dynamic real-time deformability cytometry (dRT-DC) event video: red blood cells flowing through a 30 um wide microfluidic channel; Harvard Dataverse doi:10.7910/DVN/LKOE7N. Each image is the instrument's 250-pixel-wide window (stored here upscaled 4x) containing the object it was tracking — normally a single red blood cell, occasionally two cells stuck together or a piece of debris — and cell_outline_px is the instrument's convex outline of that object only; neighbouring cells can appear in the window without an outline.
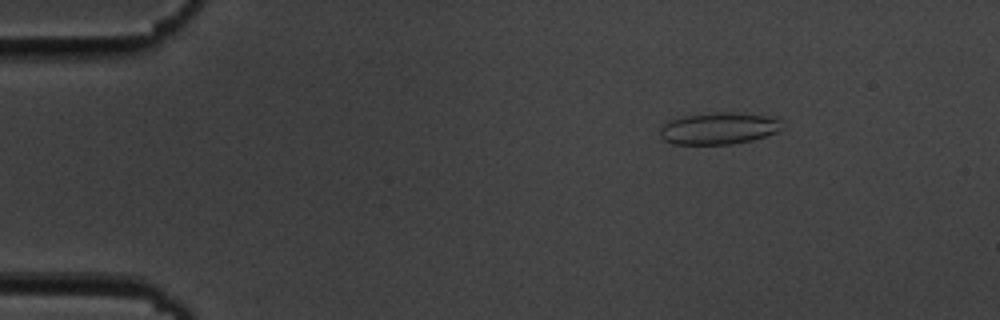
{"species": "common noctule bat (a hibernating species)", "species_latin": "Nyctalus noctula", "temperature_condition": "cold", "stored_images_in_passage": 54, "camera_frame_rate_fps": 3000, "um_per_image_px": 0.085, "animal": {"sex": "male", "body_mass_g": 19.5, "forearm_length_mm": 54.6}, "frame": {"image": 1, "passage_image": 8, "time_ms": 2.333, "image_size_px": [1000, 320], "cell_outline_px": [[780, 128], [776, 132], [752, 140], [732, 144], [672, 144], [664, 140], [660, 136], [660, 128], [668, 120], [684, 116], [716, 112], [732, 112], [768, 116], [780, 120]], "centroid_in_image_um": [61.04, 10.91], "position_along_channel_um": 24.0, "area_um2": 22.48}}
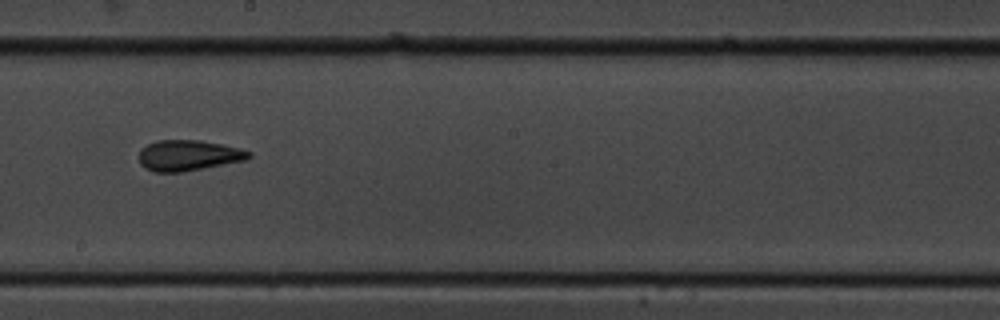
{"frame": {"image": 2, "passage_image": 31, "time_ms": 10.0, "image_size_px": [1000, 320], "cell_outline_px": [[252, 156], [248, 160], [180, 172], [152, 172], [144, 168], [140, 164], [140, 148], [156, 140], [200, 140], [224, 144], [240, 148], [252, 152]], "centroid_in_image_um": [16.04, 13.2], "position_along_channel_um": 232.2, "area_um2": 19.88}}
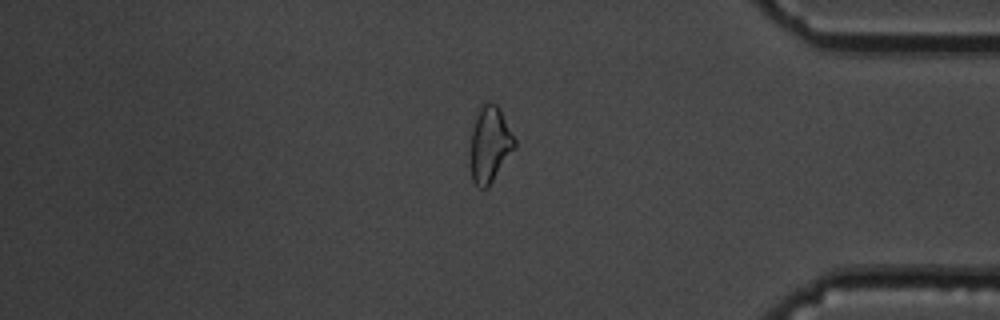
{"frame": {"image": 3, "passage_image": 46, "time_ms": 15.0, "image_size_px": [1000, 320], "cell_outline_px": [[516, 148], [488, 188], [480, 188], [472, 180], [468, 164], [468, 152], [472, 132], [476, 116], [480, 108], [488, 100], [496, 104], [500, 108], [516, 140]], "centroid_in_image_um": [41.61, 12.32], "position_along_channel_um": 393.6, "area_um2": 20.23}, "authors_computed_cell_mechanics": {"area_um2": 20.23, "velocity_mm_per_s": 3.6922, "shape_relaxation_time_tau1_ms": 7.9691, "shape_relaxation_time_tau2_ms": 1.7327, "deformation_change_tau1": 0.1341, "deformation_change_tau2": 0.077}}